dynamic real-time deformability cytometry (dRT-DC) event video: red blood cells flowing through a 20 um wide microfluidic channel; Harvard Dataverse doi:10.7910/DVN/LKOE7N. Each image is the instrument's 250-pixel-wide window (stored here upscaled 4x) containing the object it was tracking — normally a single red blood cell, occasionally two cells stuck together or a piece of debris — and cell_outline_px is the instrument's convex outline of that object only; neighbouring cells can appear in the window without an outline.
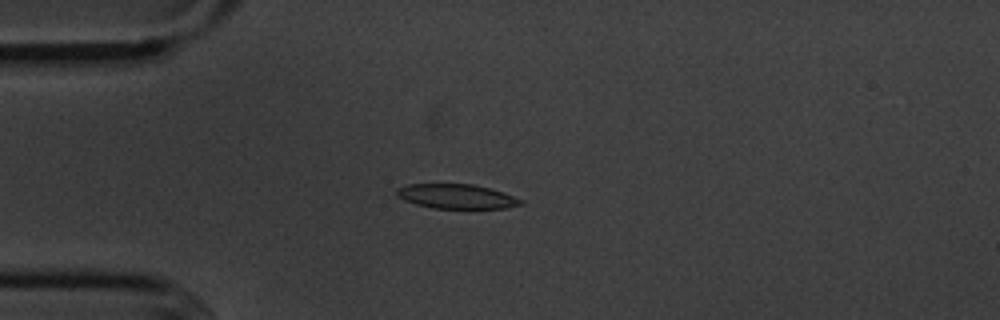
{"species": "common noctule bat (a hibernating species)", "species_latin": "Nyctalus noctula", "temperature_condition": "cold", "stored_images_in_passage": 6, "camera_frame_rate_fps": 3000, "um_per_image_px": 0.085, "animal": {"sex": "male", "body_mass_g": 20.1, "forearm_length_mm": 53.5}, "frame": {"image": 1, "passage_image": 4, "time_ms": 3.333, "image_size_px": [1000, 320], "cell_outline_px": [[524, 204], [504, 208], [432, 208], [416, 204], [404, 200], [396, 196], [396, 188], [408, 184], [472, 184], [504, 192], [524, 200]], "centroid_in_image_um": [38.8, 16.69], "position_along_channel_um": 46.2, "area_um2": 17.74}}
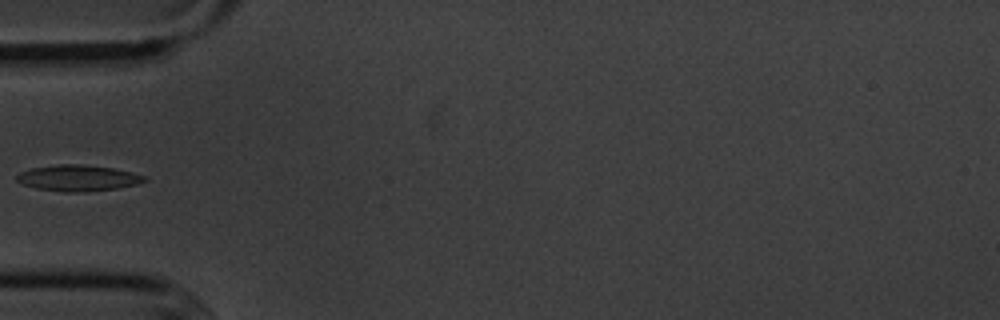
{"frame": {"image": 2, "passage_image": 5, "time_ms": 4.667, "image_size_px": [1000, 320], "cell_outline_px": [[148, 180], [136, 184], [116, 188], [88, 192], [64, 192], [36, 188], [24, 184], [16, 180], [16, 176], [20, 172], [32, 168], [56, 164], [80, 164], [112, 168], [144, 176]], "centroid_in_image_um": [6.59, 15.13], "position_along_channel_um": 78.4, "area_um2": 19.19}}
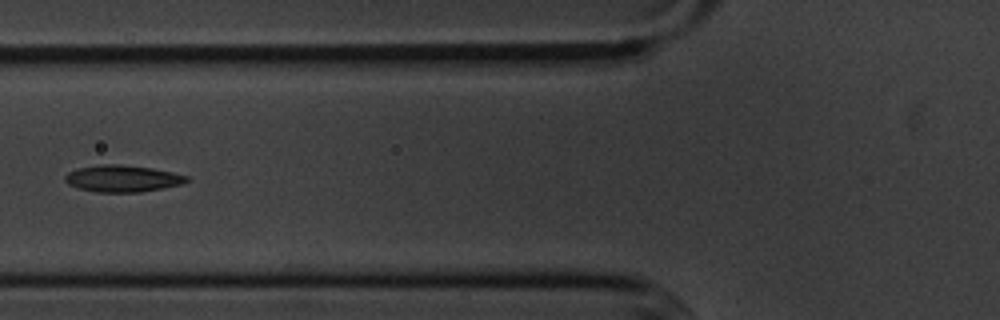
{"frame": {"image": 3, "passage_image": 6, "time_ms": 5.667, "image_size_px": [1000, 320], "cell_outline_px": [[188, 180], [180, 184], [164, 188], [140, 192], [96, 192], [80, 188], [68, 184], [64, 180], [64, 176], [68, 172], [80, 168], [100, 164], [116, 164], [152, 168], [172, 172], [188, 176]], "centroid_in_image_um": [10.4, 15.18], "position_along_channel_um": 115.4, "area_um2": 18.79}}